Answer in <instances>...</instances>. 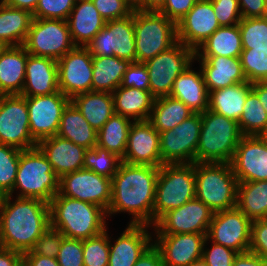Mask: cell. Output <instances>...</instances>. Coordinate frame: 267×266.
<instances>
[{"mask_svg":"<svg viewBox=\"0 0 267 266\" xmlns=\"http://www.w3.org/2000/svg\"><path fill=\"white\" fill-rule=\"evenodd\" d=\"M166 0H140V11H156L158 12Z\"/></svg>","mask_w":267,"mask_h":266,"instance_id":"e7e4bbea","label":"cell"},{"mask_svg":"<svg viewBox=\"0 0 267 266\" xmlns=\"http://www.w3.org/2000/svg\"><path fill=\"white\" fill-rule=\"evenodd\" d=\"M70 101L97 132L114 114L113 97L108 92H85Z\"/></svg>","mask_w":267,"mask_h":266,"instance_id":"d6a6232c","label":"cell"},{"mask_svg":"<svg viewBox=\"0 0 267 266\" xmlns=\"http://www.w3.org/2000/svg\"><path fill=\"white\" fill-rule=\"evenodd\" d=\"M59 90L70 100L92 91V55L87 47L75 46L57 61Z\"/></svg>","mask_w":267,"mask_h":266,"instance_id":"ac0fdd59","label":"cell"},{"mask_svg":"<svg viewBox=\"0 0 267 266\" xmlns=\"http://www.w3.org/2000/svg\"><path fill=\"white\" fill-rule=\"evenodd\" d=\"M49 211L50 227L67 238L86 240L108 227L103 208L59 193L49 202Z\"/></svg>","mask_w":267,"mask_h":266,"instance_id":"3957f363","label":"cell"},{"mask_svg":"<svg viewBox=\"0 0 267 266\" xmlns=\"http://www.w3.org/2000/svg\"><path fill=\"white\" fill-rule=\"evenodd\" d=\"M252 221L237 207L214 212L207 233L208 240L237 253L249 251Z\"/></svg>","mask_w":267,"mask_h":266,"instance_id":"2e32d148","label":"cell"},{"mask_svg":"<svg viewBox=\"0 0 267 266\" xmlns=\"http://www.w3.org/2000/svg\"><path fill=\"white\" fill-rule=\"evenodd\" d=\"M193 113L182 101L170 95L163 96L155 98L148 121L161 133L173 129Z\"/></svg>","mask_w":267,"mask_h":266,"instance_id":"74e56055","label":"cell"},{"mask_svg":"<svg viewBox=\"0 0 267 266\" xmlns=\"http://www.w3.org/2000/svg\"><path fill=\"white\" fill-rule=\"evenodd\" d=\"M201 125V113H193L173 129L159 133L160 156L163 164L196 162Z\"/></svg>","mask_w":267,"mask_h":266,"instance_id":"7c38bea8","label":"cell"},{"mask_svg":"<svg viewBox=\"0 0 267 266\" xmlns=\"http://www.w3.org/2000/svg\"><path fill=\"white\" fill-rule=\"evenodd\" d=\"M0 266H23V254L0 247Z\"/></svg>","mask_w":267,"mask_h":266,"instance_id":"91938a15","label":"cell"},{"mask_svg":"<svg viewBox=\"0 0 267 266\" xmlns=\"http://www.w3.org/2000/svg\"><path fill=\"white\" fill-rule=\"evenodd\" d=\"M196 163L231 162L244 136L238 122L211 110L201 113Z\"/></svg>","mask_w":267,"mask_h":266,"instance_id":"277c9868","label":"cell"},{"mask_svg":"<svg viewBox=\"0 0 267 266\" xmlns=\"http://www.w3.org/2000/svg\"><path fill=\"white\" fill-rule=\"evenodd\" d=\"M0 143L21 151L37 147L29 129L25 96L0 95Z\"/></svg>","mask_w":267,"mask_h":266,"instance_id":"8fae6325","label":"cell"},{"mask_svg":"<svg viewBox=\"0 0 267 266\" xmlns=\"http://www.w3.org/2000/svg\"><path fill=\"white\" fill-rule=\"evenodd\" d=\"M64 236L56 229L49 227L34 243L33 247L23 254H36L56 259Z\"/></svg>","mask_w":267,"mask_h":266,"instance_id":"7dc6e473","label":"cell"},{"mask_svg":"<svg viewBox=\"0 0 267 266\" xmlns=\"http://www.w3.org/2000/svg\"><path fill=\"white\" fill-rule=\"evenodd\" d=\"M242 18L267 16L266 0H238Z\"/></svg>","mask_w":267,"mask_h":266,"instance_id":"9f6ffc18","label":"cell"},{"mask_svg":"<svg viewBox=\"0 0 267 266\" xmlns=\"http://www.w3.org/2000/svg\"><path fill=\"white\" fill-rule=\"evenodd\" d=\"M59 91L57 61L47 57L28 55L24 87L20 95L34 97Z\"/></svg>","mask_w":267,"mask_h":266,"instance_id":"484cf974","label":"cell"},{"mask_svg":"<svg viewBox=\"0 0 267 266\" xmlns=\"http://www.w3.org/2000/svg\"><path fill=\"white\" fill-rule=\"evenodd\" d=\"M28 55L23 45L7 46L0 53V95L21 94Z\"/></svg>","mask_w":267,"mask_h":266,"instance_id":"f1b7e54d","label":"cell"},{"mask_svg":"<svg viewBox=\"0 0 267 266\" xmlns=\"http://www.w3.org/2000/svg\"><path fill=\"white\" fill-rule=\"evenodd\" d=\"M249 251L267 260V218L252 221Z\"/></svg>","mask_w":267,"mask_h":266,"instance_id":"db71d44e","label":"cell"},{"mask_svg":"<svg viewBox=\"0 0 267 266\" xmlns=\"http://www.w3.org/2000/svg\"><path fill=\"white\" fill-rule=\"evenodd\" d=\"M121 87L149 91L148 69L144 63L131 62L127 71L124 73Z\"/></svg>","mask_w":267,"mask_h":266,"instance_id":"f5cc1de1","label":"cell"},{"mask_svg":"<svg viewBox=\"0 0 267 266\" xmlns=\"http://www.w3.org/2000/svg\"><path fill=\"white\" fill-rule=\"evenodd\" d=\"M252 90L257 94L264 110L267 112V82L252 83Z\"/></svg>","mask_w":267,"mask_h":266,"instance_id":"be15d7a7","label":"cell"},{"mask_svg":"<svg viewBox=\"0 0 267 266\" xmlns=\"http://www.w3.org/2000/svg\"><path fill=\"white\" fill-rule=\"evenodd\" d=\"M107 229L94 237L83 240L84 266H108L110 246Z\"/></svg>","mask_w":267,"mask_h":266,"instance_id":"f6af8a7d","label":"cell"},{"mask_svg":"<svg viewBox=\"0 0 267 266\" xmlns=\"http://www.w3.org/2000/svg\"><path fill=\"white\" fill-rule=\"evenodd\" d=\"M238 182L267 180V142L261 136H243L230 162Z\"/></svg>","mask_w":267,"mask_h":266,"instance_id":"d6986e66","label":"cell"},{"mask_svg":"<svg viewBox=\"0 0 267 266\" xmlns=\"http://www.w3.org/2000/svg\"><path fill=\"white\" fill-rule=\"evenodd\" d=\"M160 167L131 165L121 162L111 179V201L106 212H128L133 218L129 224H144L153 227V208L157 176Z\"/></svg>","mask_w":267,"mask_h":266,"instance_id":"6da1fadb","label":"cell"},{"mask_svg":"<svg viewBox=\"0 0 267 266\" xmlns=\"http://www.w3.org/2000/svg\"><path fill=\"white\" fill-rule=\"evenodd\" d=\"M66 21L74 45L82 47H86L106 23L91 0H76Z\"/></svg>","mask_w":267,"mask_h":266,"instance_id":"4316f807","label":"cell"},{"mask_svg":"<svg viewBox=\"0 0 267 266\" xmlns=\"http://www.w3.org/2000/svg\"><path fill=\"white\" fill-rule=\"evenodd\" d=\"M219 27L211 0H198L177 23V39L196 51Z\"/></svg>","mask_w":267,"mask_h":266,"instance_id":"44dd1931","label":"cell"},{"mask_svg":"<svg viewBox=\"0 0 267 266\" xmlns=\"http://www.w3.org/2000/svg\"><path fill=\"white\" fill-rule=\"evenodd\" d=\"M220 26H233L242 19L238 0H211Z\"/></svg>","mask_w":267,"mask_h":266,"instance_id":"f907efd6","label":"cell"},{"mask_svg":"<svg viewBox=\"0 0 267 266\" xmlns=\"http://www.w3.org/2000/svg\"><path fill=\"white\" fill-rule=\"evenodd\" d=\"M134 266H164L160 250L153 243Z\"/></svg>","mask_w":267,"mask_h":266,"instance_id":"6f0895ef","label":"cell"},{"mask_svg":"<svg viewBox=\"0 0 267 266\" xmlns=\"http://www.w3.org/2000/svg\"><path fill=\"white\" fill-rule=\"evenodd\" d=\"M32 20L28 10L0 5V41L5 46L23 45Z\"/></svg>","mask_w":267,"mask_h":266,"instance_id":"e575fe53","label":"cell"},{"mask_svg":"<svg viewBox=\"0 0 267 266\" xmlns=\"http://www.w3.org/2000/svg\"><path fill=\"white\" fill-rule=\"evenodd\" d=\"M18 198L38 199L49 203L59 191V177L38 147L22 150L12 192Z\"/></svg>","mask_w":267,"mask_h":266,"instance_id":"8992f818","label":"cell"},{"mask_svg":"<svg viewBox=\"0 0 267 266\" xmlns=\"http://www.w3.org/2000/svg\"><path fill=\"white\" fill-rule=\"evenodd\" d=\"M243 50L239 25L221 26L195 51V56L238 58Z\"/></svg>","mask_w":267,"mask_h":266,"instance_id":"d590c367","label":"cell"},{"mask_svg":"<svg viewBox=\"0 0 267 266\" xmlns=\"http://www.w3.org/2000/svg\"><path fill=\"white\" fill-rule=\"evenodd\" d=\"M97 131L70 101L63 110L57 135L86 149L97 145Z\"/></svg>","mask_w":267,"mask_h":266,"instance_id":"1f68e13d","label":"cell"},{"mask_svg":"<svg viewBox=\"0 0 267 266\" xmlns=\"http://www.w3.org/2000/svg\"><path fill=\"white\" fill-rule=\"evenodd\" d=\"M144 224H129L112 245L109 238L108 266H134L142 254L153 244L151 233Z\"/></svg>","mask_w":267,"mask_h":266,"instance_id":"603a6c76","label":"cell"},{"mask_svg":"<svg viewBox=\"0 0 267 266\" xmlns=\"http://www.w3.org/2000/svg\"><path fill=\"white\" fill-rule=\"evenodd\" d=\"M39 0H6L5 5L14 8L25 9L33 13L37 7Z\"/></svg>","mask_w":267,"mask_h":266,"instance_id":"6125c7cd","label":"cell"},{"mask_svg":"<svg viewBox=\"0 0 267 266\" xmlns=\"http://www.w3.org/2000/svg\"><path fill=\"white\" fill-rule=\"evenodd\" d=\"M194 163L163 164L157 176L153 226L168 211L195 198Z\"/></svg>","mask_w":267,"mask_h":266,"instance_id":"52a82bcc","label":"cell"},{"mask_svg":"<svg viewBox=\"0 0 267 266\" xmlns=\"http://www.w3.org/2000/svg\"><path fill=\"white\" fill-rule=\"evenodd\" d=\"M240 61L248 82H267V48L243 49Z\"/></svg>","mask_w":267,"mask_h":266,"instance_id":"b9f144b4","label":"cell"},{"mask_svg":"<svg viewBox=\"0 0 267 266\" xmlns=\"http://www.w3.org/2000/svg\"><path fill=\"white\" fill-rule=\"evenodd\" d=\"M155 238L153 243L161 252L164 266H189L202 258L207 234L156 235Z\"/></svg>","mask_w":267,"mask_h":266,"instance_id":"7402d4cb","label":"cell"},{"mask_svg":"<svg viewBox=\"0 0 267 266\" xmlns=\"http://www.w3.org/2000/svg\"><path fill=\"white\" fill-rule=\"evenodd\" d=\"M56 259L59 266H84L83 240L64 237Z\"/></svg>","mask_w":267,"mask_h":266,"instance_id":"c3c4849f","label":"cell"},{"mask_svg":"<svg viewBox=\"0 0 267 266\" xmlns=\"http://www.w3.org/2000/svg\"><path fill=\"white\" fill-rule=\"evenodd\" d=\"M236 207L251 221L267 218V180L239 182Z\"/></svg>","mask_w":267,"mask_h":266,"instance_id":"8d00e7d4","label":"cell"},{"mask_svg":"<svg viewBox=\"0 0 267 266\" xmlns=\"http://www.w3.org/2000/svg\"><path fill=\"white\" fill-rule=\"evenodd\" d=\"M7 46H5L1 41H0V53L6 48Z\"/></svg>","mask_w":267,"mask_h":266,"instance_id":"2644e50d","label":"cell"},{"mask_svg":"<svg viewBox=\"0 0 267 266\" xmlns=\"http://www.w3.org/2000/svg\"><path fill=\"white\" fill-rule=\"evenodd\" d=\"M238 25L243 49L267 48V16L242 18Z\"/></svg>","mask_w":267,"mask_h":266,"instance_id":"7bdbcfd3","label":"cell"},{"mask_svg":"<svg viewBox=\"0 0 267 266\" xmlns=\"http://www.w3.org/2000/svg\"><path fill=\"white\" fill-rule=\"evenodd\" d=\"M198 0H166L158 11L176 24L190 11Z\"/></svg>","mask_w":267,"mask_h":266,"instance_id":"11a10c76","label":"cell"},{"mask_svg":"<svg viewBox=\"0 0 267 266\" xmlns=\"http://www.w3.org/2000/svg\"><path fill=\"white\" fill-rule=\"evenodd\" d=\"M133 9H138L140 7V0H125Z\"/></svg>","mask_w":267,"mask_h":266,"instance_id":"03108f58","label":"cell"},{"mask_svg":"<svg viewBox=\"0 0 267 266\" xmlns=\"http://www.w3.org/2000/svg\"><path fill=\"white\" fill-rule=\"evenodd\" d=\"M238 124L244 136H260L267 127V112L253 90L246 97Z\"/></svg>","mask_w":267,"mask_h":266,"instance_id":"ab89813d","label":"cell"},{"mask_svg":"<svg viewBox=\"0 0 267 266\" xmlns=\"http://www.w3.org/2000/svg\"><path fill=\"white\" fill-rule=\"evenodd\" d=\"M208 237L205 239L202 260L208 266H233L234 257L238 254L234 250L227 248L221 244L211 242L210 249L207 246Z\"/></svg>","mask_w":267,"mask_h":266,"instance_id":"681fc988","label":"cell"},{"mask_svg":"<svg viewBox=\"0 0 267 266\" xmlns=\"http://www.w3.org/2000/svg\"><path fill=\"white\" fill-rule=\"evenodd\" d=\"M5 196L6 195L0 190V208L4 202Z\"/></svg>","mask_w":267,"mask_h":266,"instance_id":"a7ac6f4b","label":"cell"},{"mask_svg":"<svg viewBox=\"0 0 267 266\" xmlns=\"http://www.w3.org/2000/svg\"><path fill=\"white\" fill-rule=\"evenodd\" d=\"M136 62L145 63L178 42L177 24L156 11L134 9Z\"/></svg>","mask_w":267,"mask_h":266,"instance_id":"ba28073f","label":"cell"},{"mask_svg":"<svg viewBox=\"0 0 267 266\" xmlns=\"http://www.w3.org/2000/svg\"><path fill=\"white\" fill-rule=\"evenodd\" d=\"M86 47L92 56H116L136 62L134 11L125 18L106 21Z\"/></svg>","mask_w":267,"mask_h":266,"instance_id":"4fadbf2b","label":"cell"},{"mask_svg":"<svg viewBox=\"0 0 267 266\" xmlns=\"http://www.w3.org/2000/svg\"><path fill=\"white\" fill-rule=\"evenodd\" d=\"M121 162V158L116 154L96 145L94 148L86 150L84 169H89L98 175L112 179Z\"/></svg>","mask_w":267,"mask_h":266,"instance_id":"60d3db41","label":"cell"},{"mask_svg":"<svg viewBox=\"0 0 267 266\" xmlns=\"http://www.w3.org/2000/svg\"><path fill=\"white\" fill-rule=\"evenodd\" d=\"M131 62L116 56H92V91L113 93Z\"/></svg>","mask_w":267,"mask_h":266,"instance_id":"4dcf8cb0","label":"cell"},{"mask_svg":"<svg viewBox=\"0 0 267 266\" xmlns=\"http://www.w3.org/2000/svg\"><path fill=\"white\" fill-rule=\"evenodd\" d=\"M111 191V179L89 169L83 168L59 178L60 195L98 205L106 212L110 206Z\"/></svg>","mask_w":267,"mask_h":266,"instance_id":"5bb4252c","label":"cell"},{"mask_svg":"<svg viewBox=\"0 0 267 266\" xmlns=\"http://www.w3.org/2000/svg\"><path fill=\"white\" fill-rule=\"evenodd\" d=\"M132 123V120L114 113L97 132V146L107 149L122 159Z\"/></svg>","mask_w":267,"mask_h":266,"instance_id":"f35d334b","label":"cell"},{"mask_svg":"<svg viewBox=\"0 0 267 266\" xmlns=\"http://www.w3.org/2000/svg\"><path fill=\"white\" fill-rule=\"evenodd\" d=\"M266 261L263 257L247 251L234 257L233 266H264Z\"/></svg>","mask_w":267,"mask_h":266,"instance_id":"680465c9","label":"cell"},{"mask_svg":"<svg viewBox=\"0 0 267 266\" xmlns=\"http://www.w3.org/2000/svg\"><path fill=\"white\" fill-rule=\"evenodd\" d=\"M23 46L30 55L56 61L75 47L66 20L39 18H33Z\"/></svg>","mask_w":267,"mask_h":266,"instance_id":"9c48e42d","label":"cell"},{"mask_svg":"<svg viewBox=\"0 0 267 266\" xmlns=\"http://www.w3.org/2000/svg\"><path fill=\"white\" fill-rule=\"evenodd\" d=\"M23 266H59L57 259L36 254H23Z\"/></svg>","mask_w":267,"mask_h":266,"instance_id":"94428289","label":"cell"},{"mask_svg":"<svg viewBox=\"0 0 267 266\" xmlns=\"http://www.w3.org/2000/svg\"><path fill=\"white\" fill-rule=\"evenodd\" d=\"M11 200L12 196L6 195L0 208V247L23 254L50 227L49 203L18 197Z\"/></svg>","mask_w":267,"mask_h":266,"instance_id":"7a4b0ae2","label":"cell"},{"mask_svg":"<svg viewBox=\"0 0 267 266\" xmlns=\"http://www.w3.org/2000/svg\"><path fill=\"white\" fill-rule=\"evenodd\" d=\"M189 65L174 81L170 96L182 101L194 113L208 109L209 92L201 69L196 72Z\"/></svg>","mask_w":267,"mask_h":266,"instance_id":"83f0119b","label":"cell"},{"mask_svg":"<svg viewBox=\"0 0 267 266\" xmlns=\"http://www.w3.org/2000/svg\"><path fill=\"white\" fill-rule=\"evenodd\" d=\"M122 162L131 165H150L161 167L160 134L148 121L132 123Z\"/></svg>","mask_w":267,"mask_h":266,"instance_id":"ffe728a7","label":"cell"},{"mask_svg":"<svg viewBox=\"0 0 267 266\" xmlns=\"http://www.w3.org/2000/svg\"><path fill=\"white\" fill-rule=\"evenodd\" d=\"M21 150L0 143V190L9 195L16 181Z\"/></svg>","mask_w":267,"mask_h":266,"instance_id":"ee69618b","label":"cell"},{"mask_svg":"<svg viewBox=\"0 0 267 266\" xmlns=\"http://www.w3.org/2000/svg\"><path fill=\"white\" fill-rule=\"evenodd\" d=\"M6 0H1L0 5H3Z\"/></svg>","mask_w":267,"mask_h":266,"instance_id":"8c879c8a","label":"cell"},{"mask_svg":"<svg viewBox=\"0 0 267 266\" xmlns=\"http://www.w3.org/2000/svg\"><path fill=\"white\" fill-rule=\"evenodd\" d=\"M99 14L106 20L125 18L134 9L125 0H91Z\"/></svg>","mask_w":267,"mask_h":266,"instance_id":"816d5d0a","label":"cell"},{"mask_svg":"<svg viewBox=\"0 0 267 266\" xmlns=\"http://www.w3.org/2000/svg\"><path fill=\"white\" fill-rule=\"evenodd\" d=\"M111 94L115 114L122 115L133 122L149 119L155 100L150 91L119 86Z\"/></svg>","mask_w":267,"mask_h":266,"instance_id":"f546056e","label":"cell"},{"mask_svg":"<svg viewBox=\"0 0 267 266\" xmlns=\"http://www.w3.org/2000/svg\"><path fill=\"white\" fill-rule=\"evenodd\" d=\"M26 101L32 138L38 143L57 135L63 110L70 99L59 90L50 95L26 97Z\"/></svg>","mask_w":267,"mask_h":266,"instance_id":"e0dca14e","label":"cell"},{"mask_svg":"<svg viewBox=\"0 0 267 266\" xmlns=\"http://www.w3.org/2000/svg\"><path fill=\"white\" fill-rule=\"evenodd\" d=\"M189 266H208L202 259L196 260Z\"/></svg>","mask_w":267,"mask_h":266,"instance_id":"003e7915","label":"cell"},{"mask_svg":"<svg viewBox=\"0 0 267 266\" xmlns=\"http://www.w3.org/2000/svg\"><path fill=\"white\" fill-rule=\"evenodd\" d=\"M251 90L252 83L247 81L211 91L208 110L238 122L243 112L246 97Z\"/></svg>","mask_w":267,"mask_h":266,"instance_id":"836d02e7","label":"cell"},{"mask_svg":"<svg viewBox=\"0 0 267 266\" xmlns=\"http://www.w3.org/2000/svg\"><path fill=\"white\" fill-rule=\"evenodd\" d=\"M194 60L201 63L199 66L209 93L237 83L247 82L240 57L195 56Z\"/></svg>","mask_w":267,"mask_h":266,"instance_id":"d4e9b609","label":"cell"},{"mask_svg":"<svg viewBox=\"0 0 267 266\" xmlns=\"http://www.w3.org/2000/svg\"><path fill=\"white\" fill-rule=\"evenodd\" d=\"M76 0H39L33 18L67 20Z\"/></svg>","mask_w":267,"mask_h":266,"instance_id":"bcb514c9","label":"cell"},{"mask_svg":"<svg viewBox=\"0 0 267 266\" xmlns=\"http://www.w3.org/2000/svg\"><path fill=\"white\" fill-rule=\"evenodd\" d=\"M195 197L213 212L236 207L238 179L230 162L194 163Z\"/></svg>","mask_w":267,"mask_h":266,"instance_id":"5b68a950","label":"cell"},{"mask_svg":"<svg viewBox=\"0 0 267 266\" xmlns=\"http://www.w3.org/2000/svg\"><path fill=\"white\" fill-rule=\"evenodd\" d=\"M260 136L267 142V127Z\"/></svg>","mask_w":267,"mask_h":266,"instance_id":"89a4df30","label":"cell"},{"mask_svg":"<svg viewBox=\"0 0 267 266\" xmlns=\"http://www.w3.org/2000/svg\"><path fill=\"white\" fill-rule=\"evenodd\" d=\"M214 212L196 197L179 208L168 211L155 224L153 234H207Z\"/></svg>","mask_w":267,"mask_h":266,"instance_id":"9a60e30c","label":"cell"},{"mask_svg":"<svg viewBox=\"0 0 267 266\" xmlns=\"http://www.w3.org/2000/svg\"><path fill=\"white\" fill-rule=\"evenodd\" d=\"M195 51L177 42L144 64L148 69L149 91L155 97L169 96L176 78L194 62Z\"/></svg>","mask_w":267,"mask_h":266,"instance_id":"30bf717a","label":"cell"},{"mask_svg":"<svg viewBox=\"0 0 267 266\" xmlns=\"http://www.w3.org/2000/svg\"><path fill=\"white\" fill-rule=\"evenodd\" d=\"M37 147L51 163L53 171L59 178L84 168L87 149L68 139L55 135L39 141Z\"/></svg>","mask_w":267,"mask_h":266,"instance_id":"cb8c5ba5","label":"cell"}]
</instances>
